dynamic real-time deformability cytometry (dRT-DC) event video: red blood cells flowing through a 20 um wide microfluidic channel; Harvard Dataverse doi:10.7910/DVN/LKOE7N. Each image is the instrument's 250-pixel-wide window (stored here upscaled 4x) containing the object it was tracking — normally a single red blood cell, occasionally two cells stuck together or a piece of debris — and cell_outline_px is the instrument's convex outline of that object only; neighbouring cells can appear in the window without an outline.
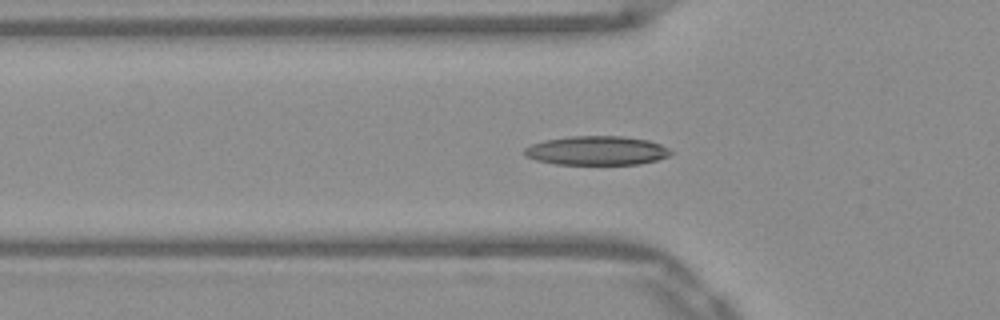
{"species": "Egyptian fruit bat (a non-hibernating species)", "species_latin": "Rousettus aegyptiacus", "temperature_condition": "warm", "stored_images_in_passage": 32, "camera_frame_rate_fps": 3000, "um_per_image_px": 0.085, "frame": {"image": 1, "passage_image": 2, "time_ms": 0.333, "image_size_px": [1000, 320], "cell_outline_px": [[676, 152], [668, 156], [656, 160], [640, 164], [556, 164], [536, 160], [524, 156], [524, 148], [532, 144], [544, 140], [568, 136], [624, 136], [648, 140], [660, 144]], "centroid_in_image_um": [50.73, 12.79], "position_along_channel_um": 75.1, "area_um2": 24.91}}
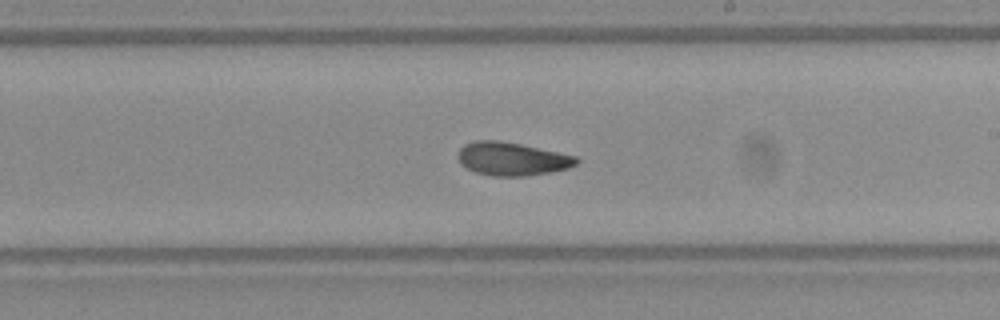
{"frame": {"image": 2, "passage_image": 15, "time_ms": 4.667, "image_size_px": [1000, 320], "cell_outline_px": [[580, 160], [576, 164], [568, 168], [552, 172], [524, 176], [492, 176], [476, 172], [460, 164], [456, 156], [460, 148], [464, 144], [476, 140], [500, 140], [580, 156]], "centroid_in_image_um": [43.53, 13.5], "position_along_channel_um": 245.5, "area_um2": 23.24}}
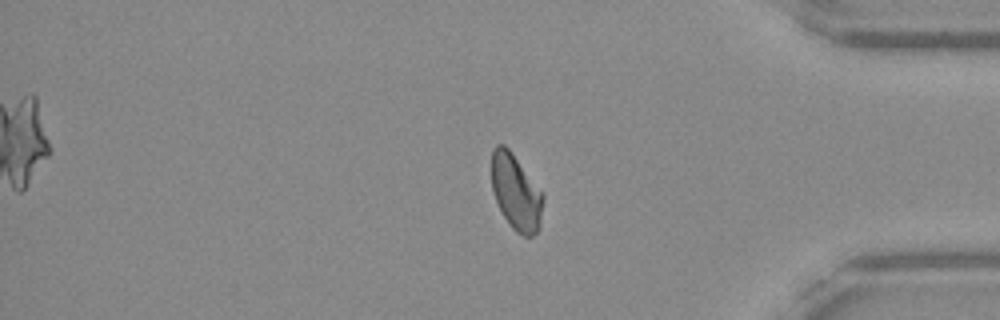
{"frame": {"image": 3, "passage_image": 28, "time_ms": 9.0, "image_size_px": [1000, 320], "cell_outline_px": [[544, 196], [540, 224], [536, 232], [532, 236], [524, 236], [516, 232], [508, 224], [492, 192], [492, 148], [496, 144], [504, 144], [508, 148], [544, 192]], "centroid_in_image_um": [43.87, 16.33], "position_along_channel_um": 391.3, "area_um2": 22.83}, "authors_computed_cell_mechanics": {"area_um2": 22.831, "velocity_mm_per_s": 3.9061, "shape_relaxation_time_tau1_ms": 9.4331, "shape_relaxation_time_tau2_ms": 3.8147, "deformation_change_tau1": 0.2364, "deformation_change_tau2": 0.0888}}